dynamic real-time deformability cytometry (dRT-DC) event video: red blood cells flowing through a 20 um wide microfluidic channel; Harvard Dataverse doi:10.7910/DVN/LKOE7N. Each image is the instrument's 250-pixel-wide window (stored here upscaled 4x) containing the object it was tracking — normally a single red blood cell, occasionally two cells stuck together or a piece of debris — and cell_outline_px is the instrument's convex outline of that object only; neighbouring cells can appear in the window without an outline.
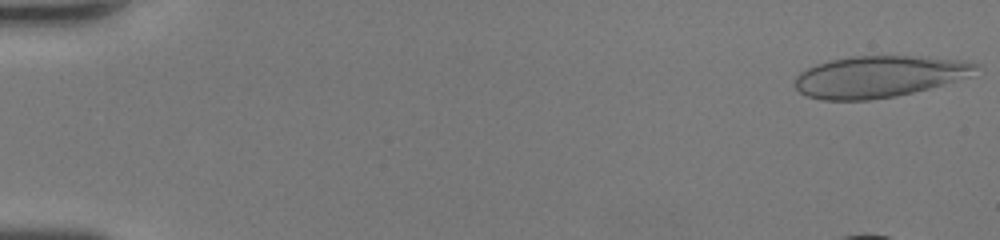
{"species": "human", "species_latin": "Homo sapiens", "temperature_condition": "room temperature", "stored_images_in_passage": 44, "camera_frame_rate_fps": 3000, "um_per_image_px": 0.085, "donor": {"sex": "female"}, "frame": {"image": 1, "passage_image": 1, "time_ms": 0.0, "image_size_px": [1000, 240], "cell_outline_px": [[980, 64], [968, 76], [944, 84], [896, 96], [868, 100], [824, 100], [808, 96], [800, 92], [796, 88], [796, 76], [800, 72], [816, 64], [828, 60], [848, 56], [924, 56], [960, 60]], "centroid_in_image_um": [74.68, 6.5], "position_along_channel_um": 10.3, "area_um2": 43.58}}
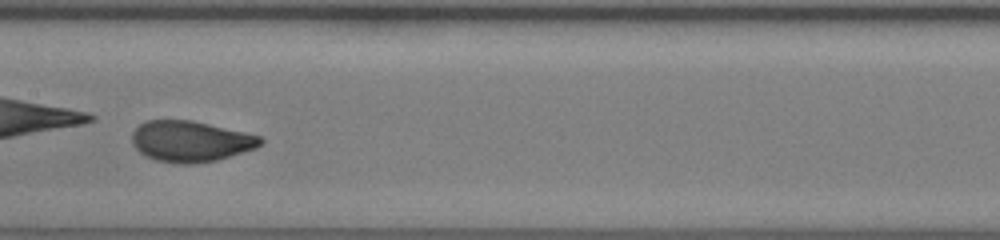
{"frame": {"image": 2, "passage_image": 26, "time_ms": 8.333, "image_size_px": [1000, 240], "cell_outline_px": [[264, 140], [256, 148], [216, 160], [196, 164], [180, 164], [156, 160], [140, 152], [132, 144], [132, 132], [140, 124], [148, 120], [192, 120], [244, 132], [260, 136]], "centroid_in_image_um": [16.19, 12.01], "position_along_channel_um": 191.2, "area_um2": 30.46}}
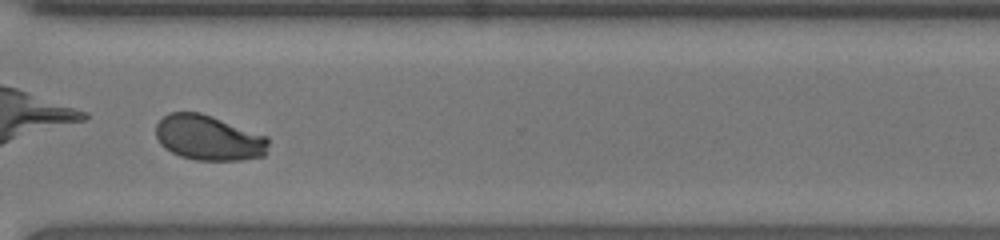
{"frame": {"image": 3, "passage_image": 37, "time_ms": 12.0, "image_size_px": [1000, 240], "cell_outline_px": [[268, 152], [264, 156], [240, 160], [196, 160], [180, 156], [164, 148], [160, 144], [156, 136], [156, 124], [168, 112], [200, 112], [212, 116], [268, 136]], "centroid_in_image_um": [17.74, 11.71], "position_along_channel_um": 352.9, "area_um2": 29.82}, "authors_computed_cell_mechanics": {"area_um2": 30.8074, "velocity_mm_per_s": 4.4001, "shape_relaxation_time_tau1_ms": 1.1443, "shape_relaxation_time_tau2_ms": null, "deformation_change_tau1": 0.2839, "deformation_change_tau2": null}}